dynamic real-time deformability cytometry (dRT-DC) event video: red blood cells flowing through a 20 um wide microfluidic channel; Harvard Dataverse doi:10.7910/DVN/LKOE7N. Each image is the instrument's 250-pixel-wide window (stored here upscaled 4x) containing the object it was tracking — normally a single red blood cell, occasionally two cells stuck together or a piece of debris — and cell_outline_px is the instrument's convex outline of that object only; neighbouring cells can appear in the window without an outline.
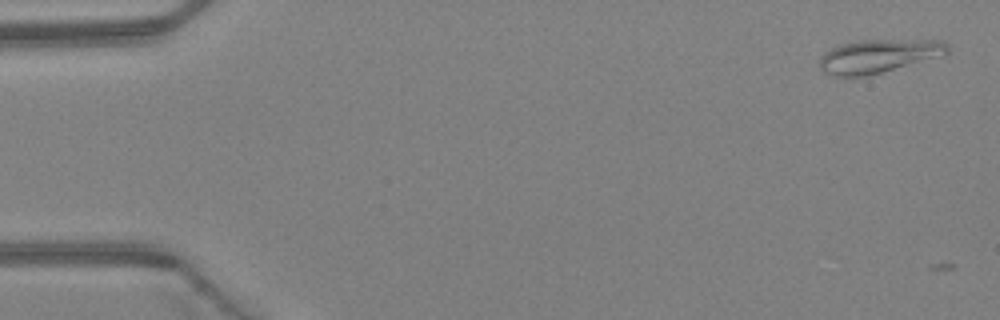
{"species": "Egyptian fruit bat (a non-hibernating species)", "species_latin": "Rousettus aegyptiacus", "temperature_condition": "warm", "stored_images_in_passage": 5, "camera_frame_rate_fps": 3000, "um_per_image_px": 0.085, "animal": {"sex": "female"}, "frame": {"image": 1, "passage_image": 1, "time_ms": 0.0, "image_size_px": [1000, 320], "cell_outline_px": [[948, 52], [940, 56], [868, 76], [836, 76], [824, 72], [820, 68], [820, 56], [824, 52], [840, 44], [856, 40], [944, 40], [948, 44]], "centroid_in_image_um": [74.65, 4.75], "position_along_channel_um": 10.3, "area_um2": 24.85}}